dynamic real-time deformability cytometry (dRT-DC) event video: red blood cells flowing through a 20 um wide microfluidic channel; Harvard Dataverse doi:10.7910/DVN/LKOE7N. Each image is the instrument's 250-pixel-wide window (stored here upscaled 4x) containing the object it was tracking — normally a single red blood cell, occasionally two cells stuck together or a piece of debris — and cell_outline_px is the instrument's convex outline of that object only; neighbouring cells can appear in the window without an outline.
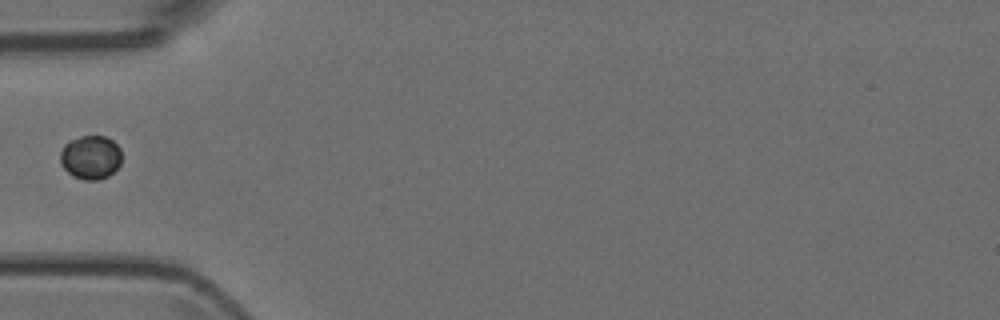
{"species": "Egyptian fruit bat (a non-hibernating species)", "species_latin": "Rousettus aegyptiacus", "temperature_condition": "room temperature", "stored_images_in_passage": 1, "camera_frame_rate_fps": 3000, "um_per_image_px": 0.085, "animal": {"sex": "female"}, "frame": {"image": 1, "passage_image": 1, "time_ms": 0.0, "image_size_px": [1000, 320], "cell_outline_px": [[120, 164], [108, 176], [100, 180], [84, 180], [72, 176], [64, 168], [60, 160], [60, 152], [64, 144], [80, 136], [104, 136], [112, 140], [120, 148]], "centroid_in_image_um": [7.69, 13.38], "position_along_channel_um": 77.3, "area_um2": 15.61}}